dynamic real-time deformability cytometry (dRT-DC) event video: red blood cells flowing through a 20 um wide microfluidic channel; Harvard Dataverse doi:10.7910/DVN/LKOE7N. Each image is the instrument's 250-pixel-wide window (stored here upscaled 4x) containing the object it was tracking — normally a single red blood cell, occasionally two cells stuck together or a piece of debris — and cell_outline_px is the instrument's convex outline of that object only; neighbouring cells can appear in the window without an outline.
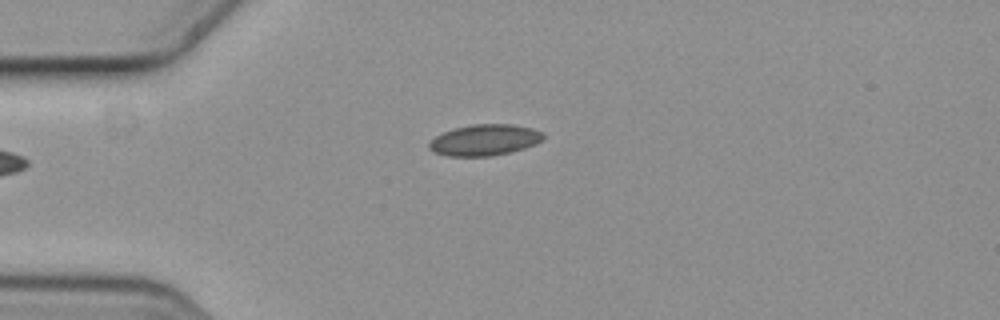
{"species": "common noctule bat (a hibernating species)", "species_latin": "Nyctalus noctula", "temperature_condition": "cold", "stored_images_in_passage": 2, "camera_frame_rate_fps": 3000, "um_per_image_px": 0.085, "animal": {"sex": "female", "body_mass_g": 19.3, "forearm_length_mm": 54.1}, "frame": {"image": 1, "passage_image": 2, "time_ms": 0.333, "image_size_px": [1000, 320], "cell_outline_px": [[544, 140], [536, 144], [512, 152], [492, 156], [448, 156], [432, 152], [428, 148], [428, 144], [436, 136], [452, 128], [472, 124], [512, 124], [532, 128], [544, 132]], "centroid_in_image_um": [41.21, 11.9], "position_along_channel_um": 43.8, "area_um2": 20.98}}